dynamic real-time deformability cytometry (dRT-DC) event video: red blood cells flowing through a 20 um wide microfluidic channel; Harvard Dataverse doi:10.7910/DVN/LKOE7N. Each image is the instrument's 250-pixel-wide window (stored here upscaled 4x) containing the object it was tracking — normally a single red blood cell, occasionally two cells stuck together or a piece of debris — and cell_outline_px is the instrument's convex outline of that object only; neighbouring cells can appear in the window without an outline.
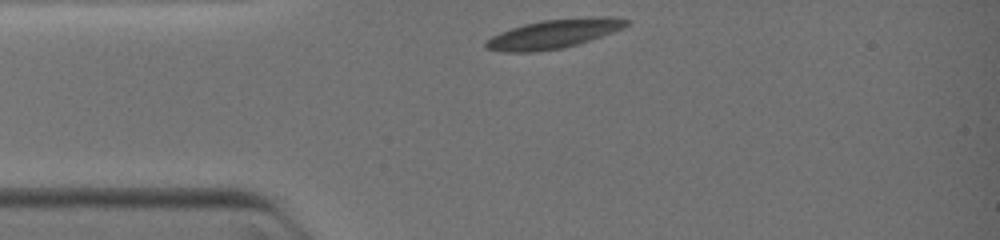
{"species": "common noctule bat (a hibernating species)", "species_latin": "Nyctalus noctula", "temperature_condition": "warm", "stored_images_in_passage": 21, "camera_frame_rate_fps": 3000, "um_per_image_px": 0.085, "animal": {"sex": "female", "body_mass_g": 19.0, "forearm_length_mm": 51.5}, "frame": {"image": 1, "passage_image": 1, "time_ms": 0.0, "image_size_px": [1000, 240], "cell_outline_px": [[632, 20], [624, 28], [576, 44], [560, 48], [532, 52], [500, 52], [484, 48], [484, 40], [500, 32], [524, 24], [544, 20], [588, 16], [612, 16]], "centroid_in_image_um": [47.06, 2.86], "position_along_channel_um": 37.9, "area_um2": 23.81}}
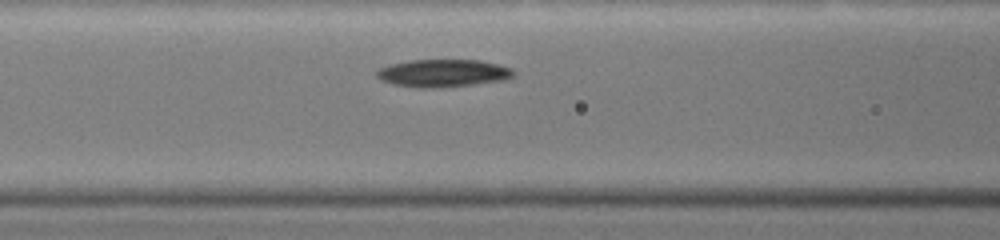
{"frame": {"image": 2, "passage_image": 13, "time_ms": 2.333, "image_size_px": [1000, 240], "cell_outline_px": [[516, 72], [512, 76], [504, 80], [440, 88], [416, 88], [392, 84], [380, 80], [376, 76], [376, 72], [380, 68], [392, 64], [408, 60], [480, 60], [512, 68]], "centroid_in_image_um": [37.63, 6.22], "position_along_channel_um": 129.0, "area_um2": 22.08}}
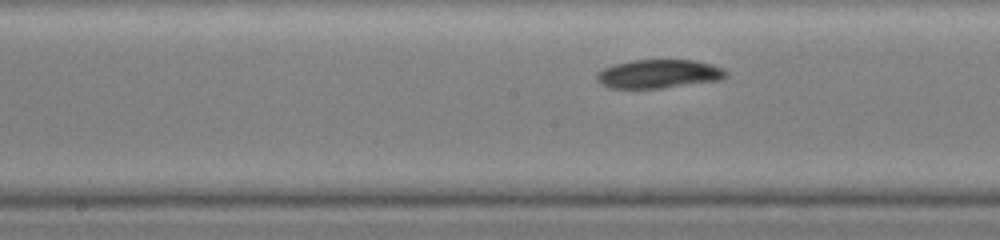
{"frame": {"image": 3, "passage_image": 21, "time_ms": 3.667, "image_size_px": [1000, 240], "cell_outline_px": [[728, 76], [720, 80], [660, 88], [608, 88], [600, 84], [596, 80], [596, 72], [612, 64], [632, 60], [696, 60], [712, 64], [724, 68], [728, 72]], "centroid_in_image_um": [55.98, 6.27], "position_along_channel_um": 192.2, "area_um2": 21.85}}